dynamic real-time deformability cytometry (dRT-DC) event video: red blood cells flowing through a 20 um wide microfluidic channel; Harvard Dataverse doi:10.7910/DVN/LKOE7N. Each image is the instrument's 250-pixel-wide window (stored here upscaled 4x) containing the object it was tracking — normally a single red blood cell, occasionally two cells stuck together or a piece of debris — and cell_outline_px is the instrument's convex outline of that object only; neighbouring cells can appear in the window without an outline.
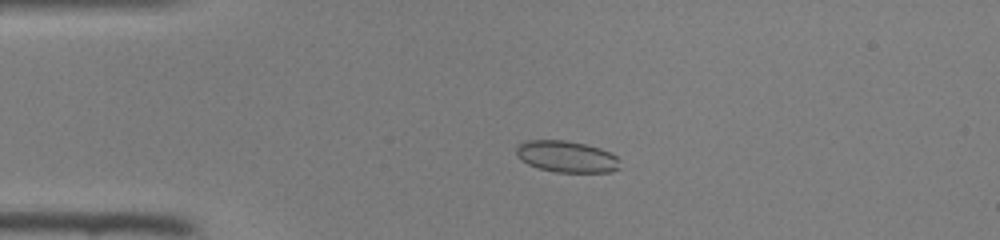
{"species": "common noctule bat (a hibernating species)", "species_latin": "Nyctalus noctula", "temperature_condition": "room temperature", "stored_images_in_passage": 47, "camera_frame_rate_fps": 3000, "um_per_image_px": 0.085, "animal": {"sex": "female", "body_mass_g": 22.0, "forearm_length_mm": 56.7}, "frame": {"image": 1, "passage_image": 11, "time_ms": 3.333, "image_size_px": [1000, 240], "cell_outline_px": [[620, 168], [612, 172], [556, 172], [540, 168], [528, 164], [516, 156], [516, 148], [524, 140], [564, 140], [584, 144], [600, 148], [616, 156], [620, 160]], "centroid_in_image_um": [48.17, 13.31], "position_along_channel_um": 36.8, "area_um2": 19.02}}
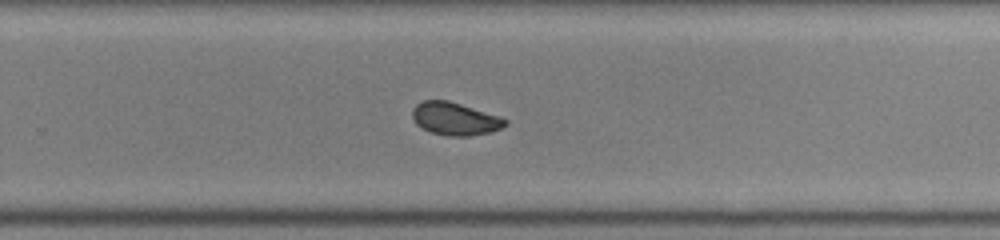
{"frame": {"image": 2, "passage_image": 31, "time_ms": 10.0, "image_size_px": [1000, 240], "cell_outline_px": [[508, 124], [500, 128], [488, 132], [468, 136], [448, 136], [432, 132], [416, 124], [412, 116], [412, 108], [416, 104], [424, 100], [448, 100], [500, 116], [508, 120]], "centroid_in_image_um": [38.67, 10.08], "position_along_channel_um": 291.1, "area_um2": 17.63}}
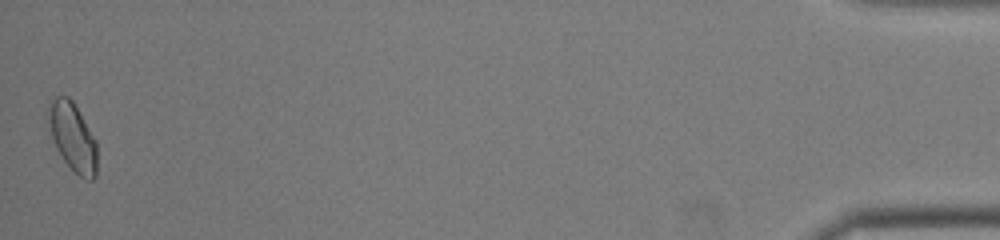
{"frame": {"image": 3, "passage_image": 47, "time_ms": 15.333, "image_size_px": [1000, 240], "cell_outline_px": [[96, 176], [92, 180], [84, 180], [64, 160], [56, 148], [44, 116], [48, 100], [56, 96], [68, 96], [72, 100], [96, 140]], "centroid_in_image_um": [6.11, 11.58], "position_along_channel_um": 429.1, "area_um2": 19.71}}